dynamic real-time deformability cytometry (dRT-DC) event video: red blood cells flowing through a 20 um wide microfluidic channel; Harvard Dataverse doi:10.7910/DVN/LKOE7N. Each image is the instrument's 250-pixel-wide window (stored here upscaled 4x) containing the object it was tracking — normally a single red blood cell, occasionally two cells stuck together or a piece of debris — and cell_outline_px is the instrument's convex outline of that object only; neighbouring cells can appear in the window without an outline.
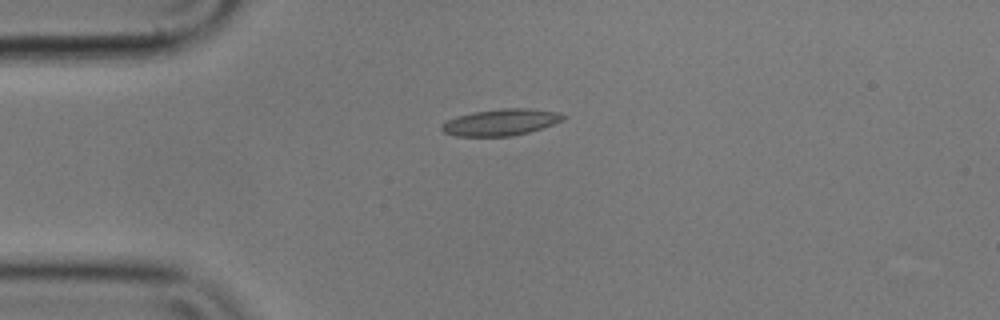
{"species": "common noctule bat (a hibernating species)", "species_latin": "Nyctalus noctula", "temperature_condition": "cold", "stored_images_in_passage": 2, "camera_frame_rate_fps": 3000, "um_per_image_px": 0.085, "animal": {"sex": "male", "body_mass_g": 17.9}, "frame": {"image": 1, "passage_image": 1, "time_ms": 0.0, "image_size_px": [1000, 320], "cell_outline_px": [[568, 116], [564, 120], [528, 132], [512, 136], [456, 136], [444, 132], [440, 128], [448, 120], [472, 112], [504, 108], [528, 108], [556, 112]], "centroid_in_image_um": [42.6, 10.39], "position_along_channel_um": 42.4, "area_um2": 18.5}}